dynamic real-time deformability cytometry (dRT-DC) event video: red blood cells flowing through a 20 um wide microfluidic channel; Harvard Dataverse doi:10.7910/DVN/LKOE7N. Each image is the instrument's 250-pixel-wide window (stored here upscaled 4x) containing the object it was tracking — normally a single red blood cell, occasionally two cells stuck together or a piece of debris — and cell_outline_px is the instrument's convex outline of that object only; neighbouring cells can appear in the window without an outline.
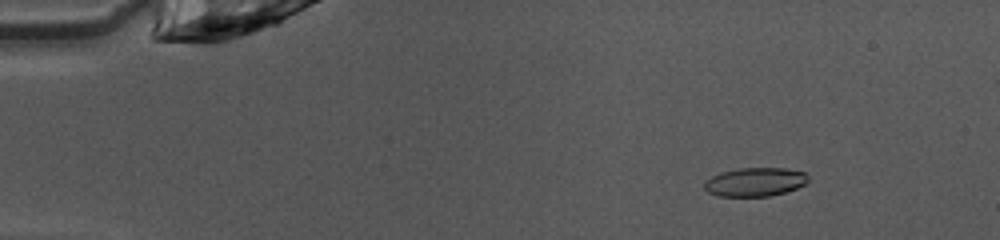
{"species": "common noctule bat (a hibernating species)", "species_latin": "Nyctalus noctula", "temperature_condition": "warm", "stored_images_in_passage": 51, "camera_frame_rate_fps": 3000, "um_per_image_px": 0.085, "animal": {"sex": "female", "body_mass_g": 10.0, "forearm_length_mm": 53.1}, "frame": {"image": 1, "passage_image": 7, "time_ms": 2.0, "image_size_px": [1000, 240], "cell_outline_px": [[808, 184], [784, 192], [768, 196], [720, 196], [708, 192], [704, 188], [704, 180], [720, 172], [740, 168], [784, 168], [808, 172]], "centroid_in_image_um": [64.2, 15.45], "position_along_channel_um": 20.8, "area_um2": 17.51}}
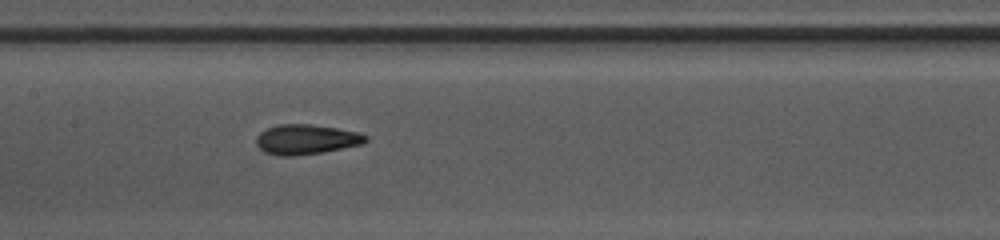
{"frame": {"image": 2, "passage_image": 25, "time_ms": 8.0, "image_size_px": [1000, 240], "cell_outline_px": [[368, 140], [364, 144], [324, 152], [296, 156], [280, 156], [264, 152], [256, 144], [256, 136], [260, 132], [268, 128], [280, 124], [312, 124], [360, 132], [368, 136]], "centroid_in_image_um": [26.05, 11.85], "position_along_channel_um": 181.3, "area_um2": 19.31}}
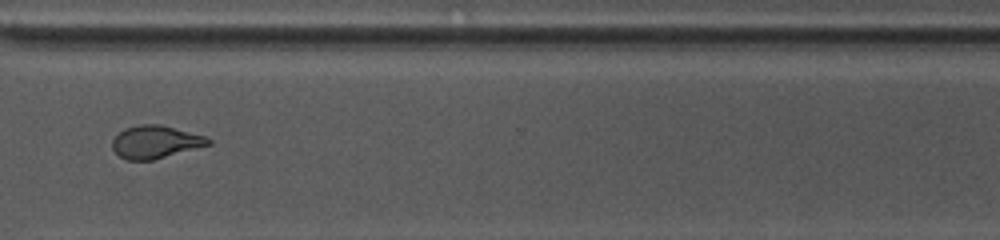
{"frame": {"image": 3, "passage_image": 38, "time_ms": 12.333, "image_size_px": [1000, 240], "cell_outline_px": [[212, 144], [152, 160], [128, 160], [120, 156], [112, 148], [112, 140], [124, 128], [140, 124], [160, 124], [208, 136], [212, 140]], "centroid_in_image_um": [13.25, 12.05], "position_along_channel_um": 357.4, "area_um2": 18.38}}